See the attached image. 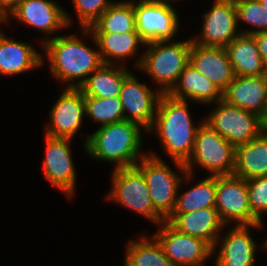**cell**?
<instances>
[{"instance_id": "d4e9b609", "label": "cell", "mask_w": 267, "mask_h": 266, "mask_svg": "<svg viewBox=\"0 0 267 266\" xmlns=\"http://www.w3.org/2000/svg\"><path fill=\"white\" fill-rule=\"evenodd\" d=\"M233 174L245 180L267 176V132L236 147Z\"/></svg>"}, {"instance_id": "30bf717a", "label": "cell", "mask_w": 267, "mask_h": 266, "mask_svg": "<svg viewBox=\"0 0 267 266\" xmlns=\"http://www.w3.org/2000/svg\"><path fill=\"white\" fill-rule=\"evenodd\" d=\"M152 234L174 266H204L213 256V248L204 240L179 232L168 221Z\"/></svg>"}, {"instance_id": "f546056e", "label": "cell", "mask_w": 267, "mask_h": 266, "mask_svg": "<svg viewBox=\"0 0 267 266\" xmlns=\"http://www.w3.org/2000/svg\"><path fill=\"white\" fill-rule=\"evenodd\" d=\"M85 117L101 126L124 120L123 106L119 97L98 98L84 96Z\"/></svg>"}, {"instance_id": "74e56055", "label": "cell", "mask_w": 267, "mask_h": 266, "mask_svg": "<svg viewBox=\"0 0 267 266\" xmlns=\"http://www.w3.org/2000/svg\"><path fill=\"white\" fill-rule=\"evenodd\" d=\"M259 245H260V247H262V249L264 248L267 250V237H266L265 241H263L262 244L260 243Z\"/></svg>"}, {"instance_id": "ac0fdd59", "label": "cell", "mask_w": 267, "mask_h": 266, "mask_svg": "<svg viewBox=\"0 0 267 266\" xmlns=\"http://www.w3.org/2000/svg\"><path fill=\"white\" fill-rule=\"evenodd\" d=\"M189 63L223 93L234 79L232 64L223 47L203 46L192 41Z\"/></svg>"}, {"instance_id": "44dd1931", "label": "cell", "mask_w": 267, "mask_h": 266, "mask_svg": "<svg viewBox=\"0 0 267 266\" xmlns=\"http://www.w3.org/2000/svg\"><path fill=\"white\" fill-rule=\"evenodd\" d=\"M0 30V75L16 76L44 64V56L30 43L16 41Z\"/></svg>"}, {"instance_id": "f1b7e54d", "label": "cell", "mask_w": 267, "mask_h": 266, "mask_svg": "<svg viewBox=\"0 0 267 266\" xmlns=\"http://www.w3.org/2000/svg\"><path fill=\"white\" fill-rule=\"evenodd\" d=\"M187 191L176 197L173 212H192L202 208L215 207L216 204V176H207L202 181L194 183Z\"/></svg>"}, {"instance_id": "6da1fadb", "label": "cell", "mask_w": 267, "mask_h": 266, "mask_svg": "<svg viewBox=\"0 0 267 266\" xmlns=\"http://www.w3.org/2000/svg\"><path fill=\"white\" fill-rule=\"evenodd\" d=\"M188 103L189 101L175 99L169 94H162L154 122L147 131V134L155 132L161 147L182 174L186 172L184 164L193 153L197 130L204 122L203 118L198 126H194Z\"/></svg>"}, {"instance_id": "836d02e7", "label": "cell", "mask_w": 267, "mask_h": 266, "mask_svg": "<svg viewBox=\"0 0 267 266\" xmlns=\"http://www.w3.org/2000/svg\"><path fill=\"white\" fill-rule=\"evenodd\" d=\"M264 67L267 69V31L253 34Z\"/></svg>"}, {"instance_id": "1f68e13d", "label": "cell", "mask_w": 267, "mask_h": 266, "mask_svg": "<svg viewBox=\"0 0 267 266\" xmlns=\"http://www.w3.org/2000/svg\"><path fill=\"white\" fill-rule=\"evenodd\" d=\"M248 202L253 215L263 227V214L267 213V176L247 180Z\"/></svg>"}, {"instance_id": "277c9868", "label": "cell", "mask_w": 267, "mask_h": 266, "mask_svg": "<svg viewBox=\"0 0 267 266\" xmlns=\"http://www.w3.org/2000/svg\"><path fill=\"white\" fill-rule=\"evenodd\" d=\"M191 44L192 38L177 42L146 43L145 53L136 59L133 67L155 80L162 94H168L176 85L180 73L189 63Z\"/></svg>"}, {"instance_id": "d6a6232c", "label": "cell", "mask_w": 267, "mask_h": 266, "mask_svg": "<svg viewBox=\"0 0 267 266\" xmlns=\"http://www.w3.org/2000/svg\"><path fill=\"white\" fill-rule=\"evenodd\" d=\"M81 28H89L102 13L114 2L113 0H72Z\"/></svg>"}, {"instance_id": "4fadbf2b", "label": "cell", "mask_w": 267, "mask_h": 266, "mask_svg": "<svg viewBox=\"0 0 267 266\" xmlns=\"http://www.w3.org/2000/svg\"><path fill=\"white\" fill-rule=\"evenodd\" d=\"M71 140L45 134V157L42 162L45 179L68 198H72L76 192L77 179L72 149H70Z\"/></svg>"}, {"instance_id": "e0dca14e", "label": "cell", "mask_w": 267, "mask_h": 266, "mask_svg": "<svg viewBox=\"0 0 267 266\" xmlns=\"http://www.w3.org/2000/svg\"><path fill=\"white\" fill-rule=\"evenodd\" d=\"M58 97L49 112L50 122L44 127V134L73 139L85 118L84 95L79 88L65 87Z\"/></svg>"}, {"instance_id": "9c48e42d", "label": "cell", "mask_w": 267, "mask_h": 266, "mask_svg": "<svg viewBox=\"0 0 267 266\" xmlns=\"http://www.w3.org/2000/svg\"><path fill=\"white\" fill-rule=\"evenodd\" d=\"M215 208L226 226L260 224L249 206L247 180L234 174L216 176Z\"/></svg>"}, {"instance_id": "603a6c76", "label": "cell", "mask_w": 267, "mask_h": 266, "mask_svg": "<svg viewBox=\"0 0 267 266\" xmlns=\"http://www.w3.org/2000/svg\"><path fill=\"white\" fill-rule=\"evenodd\" d=\"M225 49L235 76L267 75L253 35L240 34Z\"/></svg>"}, {"instance_id": "5bb4252c", "label": "cell", "mask_w": 267, "mask_h": 266, "mask_svg": "<svg viewBox=\"0 0 267 266\" xmlns=\"http://www.w3.org/2000/svg\"><path fill=\"white\" fill-rule=\"evenodd\" d=\"M211 7L203 14L201 32L192 37V41L203 46L225 48L241 34L235 1L214 0Z\"/></svg>"}, {"instance_id": "ba28073f", "label": "cell", "mask_w": 267, "mask_h": 266, "mask_svg": "<svg viewBox=\"0 0 267 266\" xmlns=\"http://www.w3.org/2000/svg\"><path fill=\"white\" fill-rule=\"evenodd\" d=\"M214 105L215 108L204 118V122L235 148L250 142L263 132L260 116L223 99Z\"/></svg>"}, {"instance_id": "8d00e7d4", "label": "cell", "mask_w": 267, "mask_h": 266, "mask_svg": "<svg viewBox=\"0 0 267 266\" xmlns=\"http://www.w3.org/2000/svg\"><path fill=\"white\" fill-rule=\"evenodd\" d=\"M147 1L154 2V3H159V4L172 5L170 2H175V1H178V0H147ZM179 1H181V0H179Z\"/></svg>"}, {"instance_id": "cb8c5ba5", "label": "cell", "mask_w": 267, "mask_h": 266, "mask_svg": "<svg viewBox=\"0 0 267 266\" xmlns=\"http://www.w3.org/2000/svg\"><path fill=\"white\" fill-rule=\"evenodd\" d=\"M96 39L103 64L124 66L123 61L136 55L145 42L138 32L92 33ZM118 60V61H117Z\"/></svg>"}, {"instance_id": "83f0119b", "label": "cell", "mask_w": 267, "mask_h": 266, "mask_svg": "<svg viewBox=\"0 0 267 266\" xmlns=\"http://www.w3.org/2000/svg\"><path fill=\"white\" fill-rule=\"evenodd\" d=\"M139 238L126 244L123 266H174L153 235Z\"/></svg>"}, {"instance_id": "7c38bea8", "label": "cell", "mask_w": 267, "mask_h": 266, "mask_svg": "<svg viewBox=\"0 0 267 266\" xmlns=\"http://www.w3.org/2000/svg\"><path fill=\"white\" fill-rule=\"evenodd\" d=\"M134 2L136 31L145 43L174 41L179 30L178 12L172 5L147 0Z\"/></svg>"}, {"instance_id": "4316f807", "label": "cell", "mask_w": 267, "mask_h": 266, "mask_svg": "<svg viewBox=\"0 0 267 266\" xmlns=\"http://www.w3.org/2000/svg\"><path fill=\"white\" fill-rule=\"evenodd\" d=\"M92 33L137 32L133 1L113 2L89 27Z\"/></svg>"}, {"instance_id": "d6986e66", "label": "cell", "mask_w": 267, "mask_h": 266, "mask_svg": "<svg viewBox=\"0 0 267 266\" xmlns=\"http://www.w3.org/2000/svg\"><path fill=\"white\" fill-rule=\"evenodd\" d=\"M179 232L206 241L212 248L226 225L219 218L215 207L192 212H172L166 219Z\"/></svg>"}, {"instance_id": "8fae6325", "label": "cell", "mask_w": 267, "mask_h": 266, "mask_svg": "<svg viewBox=\"0 0 267 266\" xmlns=\"http://www.w3.org/2000/svg\"><path fill=\"white\" fill-rule=\"evenodd\" d=\"M9 16L2 24L8 25L13 18L46 34L48 37L42 38L41 45L53 38L49 35L68 28L73 21L70 14L52 0H22Z\"/></svg>"}, {"instance_id": "4dcf8cb0", "label": "cell", "mask_w": 267, "mask_h": 266, "mask_svg": "<svg viewBox=\"0 0 267 266\" xmlns=\"http://www.w3.org/2000/svg\"><path fill=\"white\" fill-rule=\"evenodd\" d=\"M237 10L238 27L240 22H245L249 29H240L241 34L253 35L267 31V9L259 1L234 0ZM257 28V29H256Z\"/></svg>"}, {"instance_id": "2e32d148", "label": "cell", "mask_w": 267, "mask_h": 266, "mask_svg": "<svg viewBox=\"0 0 267 266\" xmlns=\"http://www.w3.org/2000/svg\"><path fill=\"white\" fill-rule=\"evenodd\" d=\"M250 228L259 229L261 225H234L223 234L224 236L221 234L218 236L213 247V254L217 253L214 266H254L256 264L255 255L259 245L251 236Z\"/></svg>"}, {"instance_id": "d590c367", "label": "cell", "mask_w": 267, "mask_h": 266, "mask_svg": "<svg viewBox=\"0 0 267 266\" xmlns=\"http://www.w3.org/2000/svg\"><path fill=\"white\" fill-rule=\"evenodd\" d=\"M261 123L263 127V131L267 132V105L264 114L261 117Z\"/></svg>"}, {"instance_id": "7a4b0ae2", "label": "cell", "mask_w": 267, "mask_h": 266, "mask_svg": "<svg viewBox=\"0 0 267 266\" xmlns=\"http://www.w3.org/2000/svg\"><path fill=\"white\" fill-rule=\"evenodd\" d=\"M81 30V37L74 34L56 35L42 45L53 78L66 83V88H79L87 77L103 64L92 32L89 28ZM88 36L92 37L97 49L84 43L82 37Z\"/></svg>"}, {"instance_id": "484cf974", "label": "cell", "mask_w": 267, "mask_h": 266, "mask_svg": "<svg viewBox=\"0 0 267 266\" xmlns=\"http://www.w3.org/2000/svg\"><path fill=\"white\" fill-rule=\"evenodd\" d=\"M131 73L127 66L102 64L79 87L84 96L119 97L124 79Z\"/></svg>"}, {"instance_id": "5b68a950", "label": "cell", "mask_w": 267, "mask_h": 266, "mask_svg": "<svg viewBox=\"0 0 267 266\" xmlns=\"http://www.w3.org/2000/svg\"><path fill=\"white\" fill-rule=\"evenodd\" d=\"M135 166L146 180L154 209L166 220L175 208L181 183L183 184L184 181L188 184L194 175L186 171L181 177V174L178 175L152 151L148 152Z\"/></svg>"}, {"instance_id": "f35d334b", "label": "cell", "mask_w": 267, "mask_h": 266, "mask_svg": "<svg viewBox=\"0 0 267 266\" xmlns=\"http://www.w3.org/2000/svg\"><path fill=\"white\" fill-rule=\"evenodd\" d=\"M259 2L262 4V6L267 9V0H259Z\"/></svg>"}, {"instance_id": "52a82bcc", "label": "cell", "mask_w": 267, "mask_h": 266, "mask_svg": "<svg viewBox=\"0 0 267 266\" xmlns=\"http://www.w3.org/2000/svg\"><path fill=\"white\" fill-rule=\"evenodd\" d=\"M110 176L112 187L106 195L107 200L142 215L155 225L165 221L154 209L146 180L136 166L113 169Z\"/></svg>"}, {"instance_id": "8992f818", "label": "cell", "mask_w": 267, "mask_h": 266, "mask_svg": "<svg viewBox=\"0 0 267 266\" xmlns=\"http://www.w3.org/2000/svg\"><path fill=\"white\" fill-rule=\"evenodd\" d=\"M235 149L230 142L203 122L196 133L193 153L184 164L186 171L193 174L196 165L210 172V176L233 174Z\"/></svg>"}, {"instance_id": "7402d4cb", "label": "cell", "mask_w": 267, "mask_h": 266, "mask_svg": "<svg viewBox=\"0 0 267 266\" xmlns=\"http://www.w3.org/2000/svg\"><path fill=\"white\" fill-rule=\"evenodd\" d=\"M168 94L178 100L206 105L214 104L223 98V93L216 85L190 63L180 73L176 85Z\"/></svg>"}, {"instance_id": "ffe728a7", "label": "cell", "mask_w": 267, "mask_h": 266, "mask_svg": "<svg viewBox=\"0 0 267 266\" xmlns=\"http://www.w3.org/2000/svg\"><path fill=\"white\" fill-rule=\"evenodd\" d=\"M222 99L262 117L267 105V75L234 76Z\"/></svg>"}, {"instance_id": "3957f363", "label": "cell", "mask_w": 267, "mask_h": 266, "mask_svg": "<svg viewBox=\"0 0 267 266\" xmlns=\"http://www.w3.org/2000/svg\"><path fill=\"white\" fill-rule=\"evenodd\" d=\"M141 128L127 120L100 126L84 140L83 149L93 159L115 164L113 169L134 167L147 155L141 151L142 132L147 131Z\"/></svg>"}, {"instance_id": "9a60e30c", "label": "cell", "mask_w": 267, "mask_h": 266, "mask_svg": "<svg viewBox=\"0 0 267 266\" xmlns=\"http://www.w3.org/2000/svg\"><path fill=\"white\" fill-rule=\"evenodd\" d=\"M134 75L131 72L124 79L119 94L123 106L124 120L138 123L148 131L154 122L162 93L157 87L151 90L146 82L142 83Z\"/></svg>"}, {"instance_id": "e575fe53", "label": "cell", "mask_w": 267, "mask_h": 266, "mask_svg": "<svg viewBox=\"0 0 267 266\" xmlns=\"http://www.w3.org/2000/svg\"><path fill=\"white\" fill-rule=\"evenodd\" d=\"M21 2L22 0H0L1 24Z\"/></svg>"}]
</instances>
